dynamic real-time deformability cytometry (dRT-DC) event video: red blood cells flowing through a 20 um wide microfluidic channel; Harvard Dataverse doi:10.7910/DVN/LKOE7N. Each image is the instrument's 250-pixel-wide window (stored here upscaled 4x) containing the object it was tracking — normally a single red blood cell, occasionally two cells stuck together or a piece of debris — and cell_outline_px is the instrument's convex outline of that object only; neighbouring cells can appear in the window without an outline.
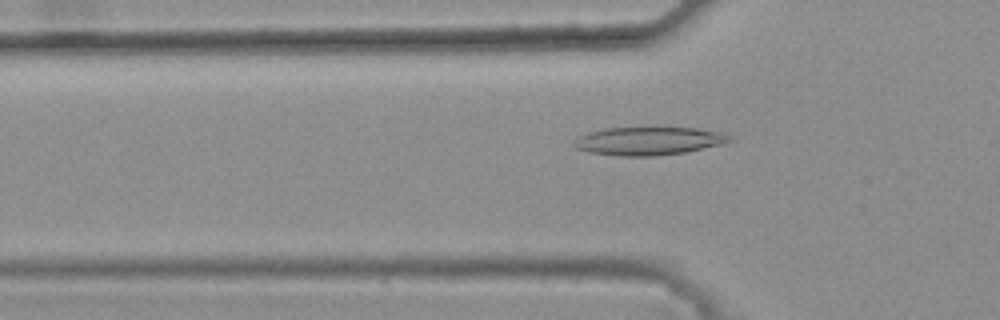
{"species": "common noctule bat (a hibernating species)", "species_latin": "Nyctalus noctula", "temperature_condition": "warm", "stored_images_in_passage": 33, "camera_frame_rate_fps": 3000, "um_per_image_px": 0.085, "animal": {"sex": "female", "body_mass_g": 25.1}, "frame": {"image": 1, "passage_image": 4, "time_ms": 1.0, "image_size_px": [1000, 320], "cell_outline_px": [[732, 140], [724, 144], [684, 152], [656, 156], [620, 156], [588, 152], [576, 148], [572, 144], [572, 140], [576, 136], [588, 132], [604, 128], [656, 124], [696, 128], [724, 132]], "centroid_in_image_um": [55.1, 11.92], "position_along_channel_um": 70.7, "area_um2": 26.99}}
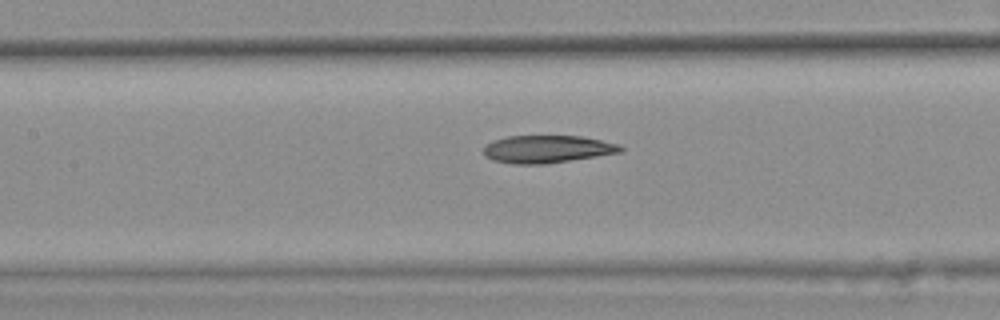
{"frame": {"image": 2, "passage_image": 11, "time_ms": 3.333, "image_size_px": [1000, 320], "cell_outline_px": [[624, 152], [544, 164], [512, 164], [492, 160], [484, 152], [484, 144], [492, 140], [508, 136], [580, 136], [620, 144], [624, 148]], "centroid_in_image_um": [46.52, 12.67], "position_along_channel_um": 160.9, "area_um2": 22.08}}
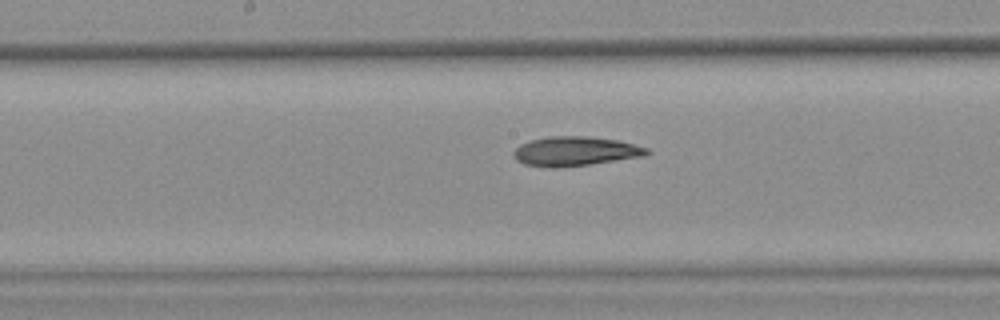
{"frame": {"image": 3, "passage_image": 14, "time_ms": 4.333, "image_size_px": [1000, 320], "cell_outline_px": [[652, 152], [644, 156], [588, 164], [524, 164], [516, 160], [512, 156], [512, 152], [520, 144], [532, 140], [548, 136], [588, 136], [616, 140], [648, 148]], "centroid_in_image_um": [48.93, 12.8], "position_along_channel_um": 199.3, "area_um2": 21.73}}